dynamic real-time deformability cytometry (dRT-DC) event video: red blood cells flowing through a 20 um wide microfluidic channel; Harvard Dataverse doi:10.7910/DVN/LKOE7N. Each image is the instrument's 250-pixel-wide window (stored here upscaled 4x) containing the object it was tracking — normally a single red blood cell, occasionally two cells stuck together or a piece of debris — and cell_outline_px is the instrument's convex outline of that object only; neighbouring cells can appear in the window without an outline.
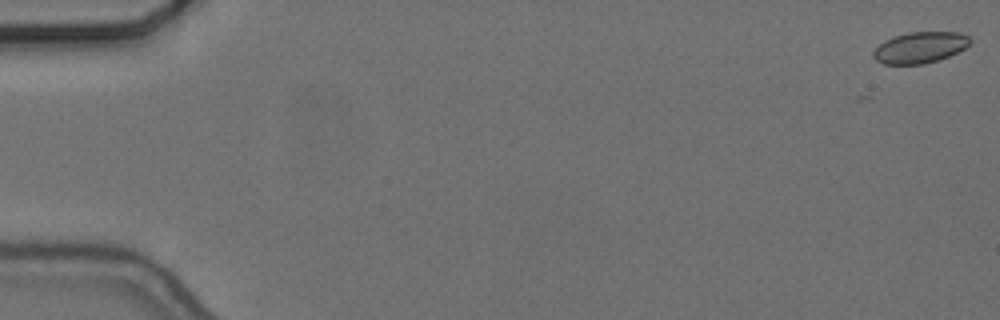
{"species": "common noctule bat (a hibernating species)", "species_latin": "Nyctalus noctula", "temperature_condition": "cold", "stored_images_in_passage": 14, "camera_frame_rate_fps": 3000, "um_per_image_px": 0.085, "animal": {"sex": "female", "body_mass_g": 24.6, "forearm_length_mm": 56.2}, "frame": {"image": 1, "passage_image": 1, "time_ms": 0.0, "image_size_px": [1000, 320], "cell_outline_px": [[972, 44], [948, 56], [924, 64], [884, 64], [876, 60], [872, 56], [872, 52], [884, 40], [908, 32], [960, 32], [968, 36], [972, 40]], "centroid_in_image_um": [78.21, 4.03], "position_along_channel_um": 6.8, "area_um2": 17.51}}
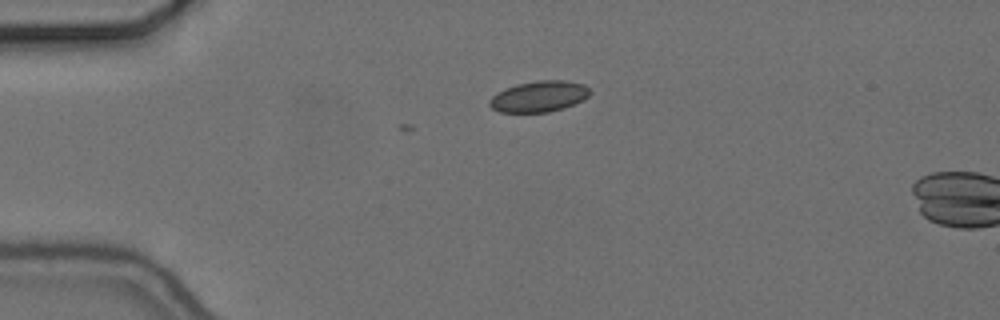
{"frame": {"image": 2, "passage_image": 14, "time_ms": 4.333, "image_size_px": [1000, 320], "cell_outline_px": [[592, 92], [584, 100], [564, 108], [548, 112], [500, 112], [492, 108], [488, 104], [488, 100], [492, 96], [504, 88], [516, 84], [540, 80], [564, 80], [584, 84]], "centroid_in_image_um": [45.82, 8.19], "position_along_channel_um": 39.2, "area_um2": 18.26}}